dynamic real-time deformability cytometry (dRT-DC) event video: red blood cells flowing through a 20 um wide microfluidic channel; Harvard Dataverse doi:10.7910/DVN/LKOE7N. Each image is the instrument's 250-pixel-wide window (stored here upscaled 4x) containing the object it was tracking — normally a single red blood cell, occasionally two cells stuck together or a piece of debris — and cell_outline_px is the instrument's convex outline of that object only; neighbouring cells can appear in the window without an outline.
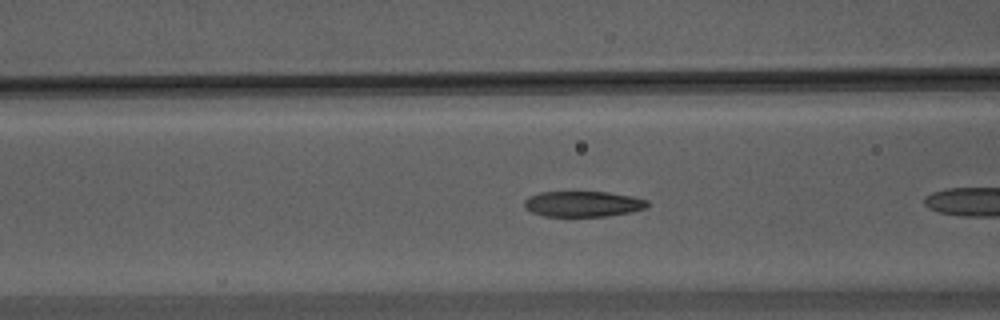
{"species": "Egyptian fruit bat (a non-hibernating species)", "species_latin": "Rousettus aegyptiacus", "temperature_condition": "warm", "stored_images_in_passage": 10, "camera_frame_rate_fps": 3000, "um_per_image_px": 0.085, "animal": {"sex": "male"}, "frame": {"image": 1, "passage_image": 6, "time_ms": 1.667, "image_size_px": [1000, 320], "cell_outline_px": [[648, 208], [632, 212], [608, 216], [544, 216], [532, 212], [524, 208], [524, 200], [528, 196], [540, 192], [608, 192], [632, 196], [648, 200]], "centroid_in_image_um": [49.56, 17.33], "position_along_channel_um": 117.0, "area_um2": 18.55}}
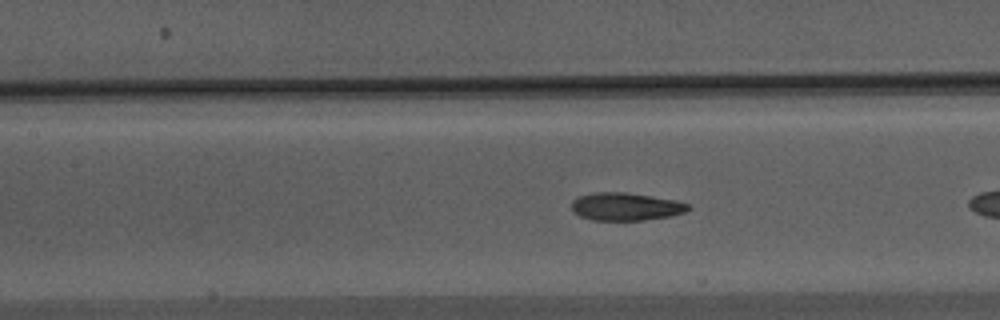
{"frame": {"image": 2, "passage_image": 9, "time_ms": 2.667, "image_size_px": [1000, 320], "cell_outline_px": [[692, 208], [684, 212], [672, 216], [644, 220], [592, 220], [580, 216], [572, 212], [572, 200], [576, 196], [592, 192], [624, 192], [676, 200], [688, 204]], "centroid_in_image_um": [53.16, 17.56], "position_along_channel_um": 154.2, "area_um2": 19.07}}